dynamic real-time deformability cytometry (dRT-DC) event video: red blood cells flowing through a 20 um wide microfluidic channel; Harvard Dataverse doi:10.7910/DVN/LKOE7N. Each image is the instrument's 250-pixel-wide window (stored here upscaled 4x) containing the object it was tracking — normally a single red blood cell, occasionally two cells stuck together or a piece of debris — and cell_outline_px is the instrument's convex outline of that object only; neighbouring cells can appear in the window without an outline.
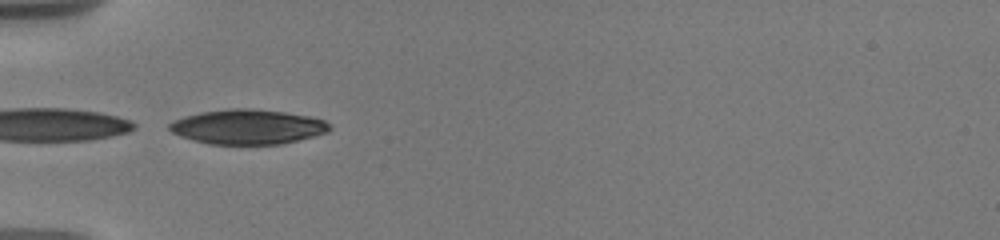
{"species": "human", "species_latin": "Homo sapiens", "temperature_condition": "warm", "stored_images_in_passage": 12, "camera_frame_rate_fps": 3000, "um_per_image_px": 0.085, "donor": {"sex": "male"}, "frame": {"image": 1, "passage_image": 1, "time_ms": 0.0, "image_size_px": [1000, 240], "cell_outline_px": [[332, 128], [328, 132], [280, 144], [208, 144], [192, 140], [180, 136], [172, 132], [168, 128], [168, 124], [172, 120], [184, 116], [200, 112], [228, 108], [252, 108], [284, 112], [308, 116], [324, 120]], "centroid_in_image_um": [21.0, 10.77], "position_along_channel_um": 64.0, "area_um2": 32.48}}
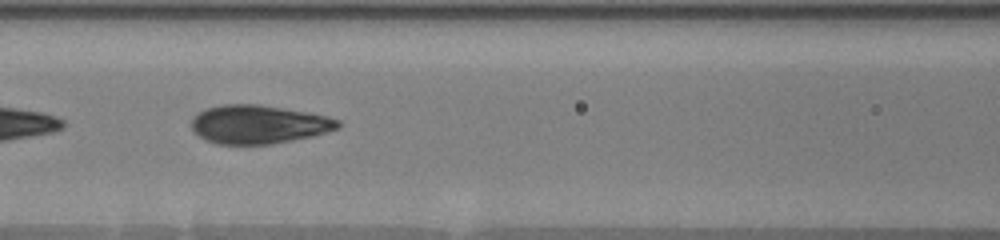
{"frame": {"image": 2, "passage_image": 7, "time_ms": 2.333, "image_size_px": [1000, 240], "cell_outline_px": [[340, 124], [336, 128], [312, 136], [272, 144], [216, 144], [200, 136], [192, 128], [192, 120], [200, 112], [208, 108], [224, 104], [256, 104], [308, 112], [328, 116], [340, 120]], "centroid_in_image_um": [21.99, 10.57], "position_along_channel_um": 144.6, "area_um2": 32.43}}
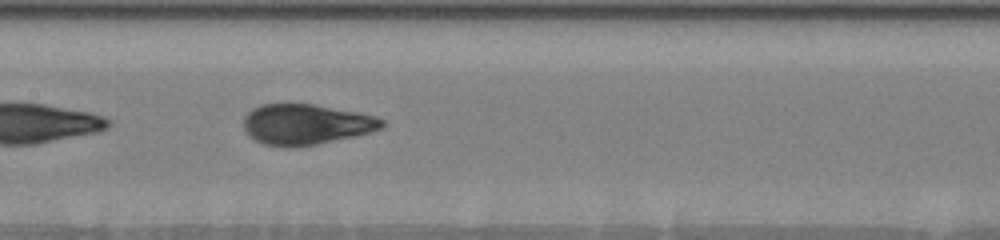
{"frame": {"image": 3, "passage_image": 9, "time_ms": 3.333, "image_size_px": [1000, 240], "cell_outline_px": [[384, 128], [356, 136], [316, 144], [264, 144], [248, 136], [244, 128], [244, 116], [252, 108], [260, 104], [288, 100], [360, 112], [376, 116], [384, 120]], "centroid_in_image_um": [26.01, 10.49], "position_along_channel_um": 181.4, "area_um2": 32.89}}